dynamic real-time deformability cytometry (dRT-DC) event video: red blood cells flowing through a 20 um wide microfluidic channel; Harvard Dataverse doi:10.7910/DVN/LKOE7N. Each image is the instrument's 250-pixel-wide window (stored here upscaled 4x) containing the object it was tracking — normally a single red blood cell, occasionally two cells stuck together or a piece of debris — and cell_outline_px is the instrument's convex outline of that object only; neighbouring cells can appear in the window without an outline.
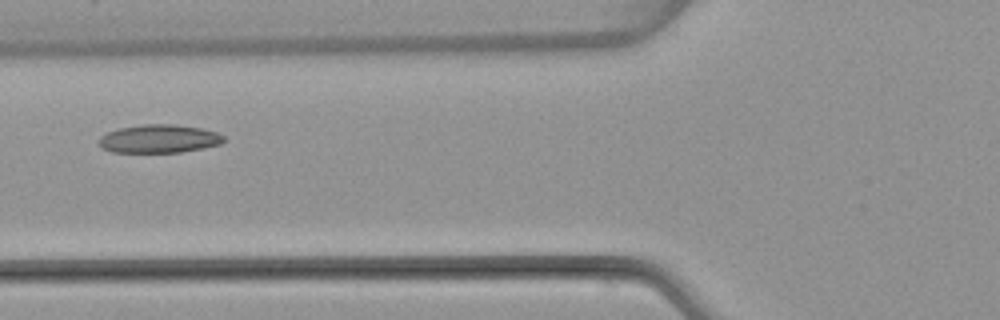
{"species": "common noctule bat (a hibernating species)", "species_latin": "Nyctalus noctula", "temperature_condition": "warm", "stored_images_in_passage": 5, "camera_frame_rate_fps": 3000, "um_per_image_px": 0.085, "animal": {"sex": "female", "body_mass_g": 22.7, "forearm_length_mm": 54.2}, "frame": {"image": 1, "passage_image": 5, "time_ms": 5.0, "image_size_px": [1000, 320], "cell_outline_px": [[224, 140], [220, 144], [180, 152], [112, 152], [104, 148], [100, 144], [100, 136], [108, 132], [120, 128], [144, 124], [176, 124], [200, 128], [216, 132], [224, 136]], "centroid_in_image_um": [13.53, 11.79], "position_along_channel_um": 112.3, "area_um2": 20.29}}